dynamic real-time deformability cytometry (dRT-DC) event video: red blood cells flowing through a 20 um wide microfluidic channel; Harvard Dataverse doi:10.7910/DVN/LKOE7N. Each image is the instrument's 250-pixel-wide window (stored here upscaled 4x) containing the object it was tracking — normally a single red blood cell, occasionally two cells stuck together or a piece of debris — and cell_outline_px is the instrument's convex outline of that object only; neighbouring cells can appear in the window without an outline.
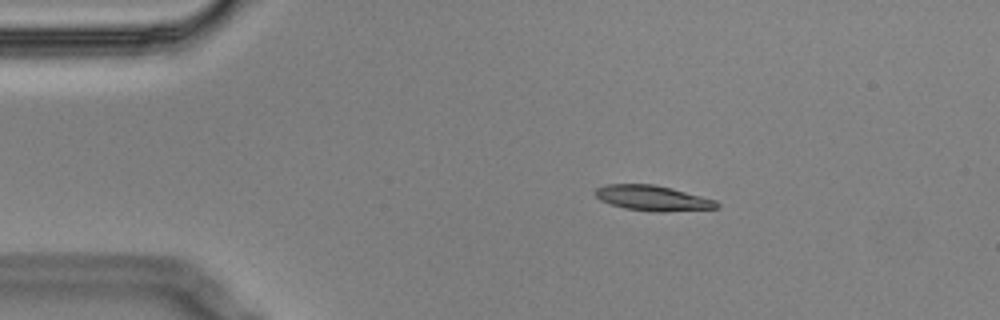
{"species": "Egyptian fruit bat (a non-hibernating species)", "species_latin": "Rousettus aegyptiacus", "temperature_condition": "cold", "stored_images_in_passage": 3, "camera_frame_rate_fps": 3000, "um_per_image_px": 0.085, "animal": {"sex": "male"}, "frame": {"image": 1, "passage_image": 1, "time_ms": 0.0, "image_size_px": [1000, 320], "cell_outline_px": [[720, 208], [664, 212], [656, 212], [624, 208], [600, 200], [596, 196], [596, 188], [608, 184], [652, 184], [672, 188], [716, 200], [720, 204]], "centroid_in_image_um": [55.52, 16.84], "position_along_channel_um": 29.5, "area_um2": 17.86}}
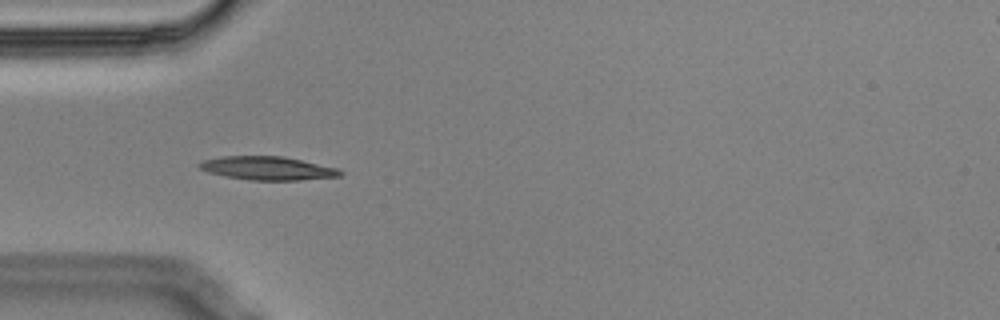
{"frame": {"image": 2, "passage_image": 3, "time_ms": 0.667, "image_size_px": [1000, 320], "cell_outline_px": [[344, 172], [340, 176], [300, 180], [248, 180], [224, 176], [208, 172], [200, 168], [196, 164], [204, 160], [224, 156], [284, 156], [340, 168]], "centroid_in_image_um": [22.78, 14.3], "position_along_channel_um": 62.2, "area_um2": 19.42}}